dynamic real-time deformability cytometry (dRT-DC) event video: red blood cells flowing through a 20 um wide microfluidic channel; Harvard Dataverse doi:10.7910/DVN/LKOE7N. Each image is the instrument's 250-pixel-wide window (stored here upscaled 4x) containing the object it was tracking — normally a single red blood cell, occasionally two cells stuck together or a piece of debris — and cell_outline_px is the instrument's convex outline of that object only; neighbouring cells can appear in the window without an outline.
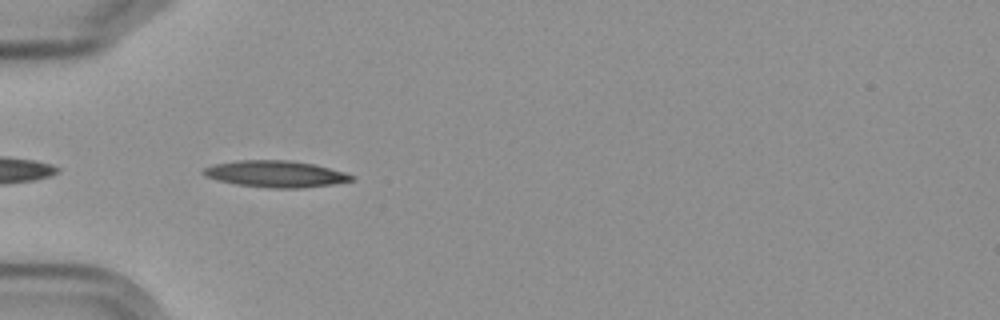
{"species": "Egyptian fruit bat (a non-hibernating species)", "species_latin": "Rousettus aegyptiacus", "temperature_condition": "cold", "stored_images_in_passage": 6, "camera_frame_rate_fps": 3000, "um_per_image_px": 0.085, "frame": {"image": 1, "passage_image": 5, "time_ms": 4.667, "image_size_px": [1000, 320], "cell_outline_px": [[356, 180], [332, 184], [304, 188], [268, 188], [236, 184], [204, 176], [200, 172], [204, 168], [216, 164], [240, 160], [292, 160], [316, 164], [344, 172], [356, 176]], "centroid_in_image_um": [23.48, 14.78], "position_along_channel_um": 61.5, "area_um2": 23.06}}
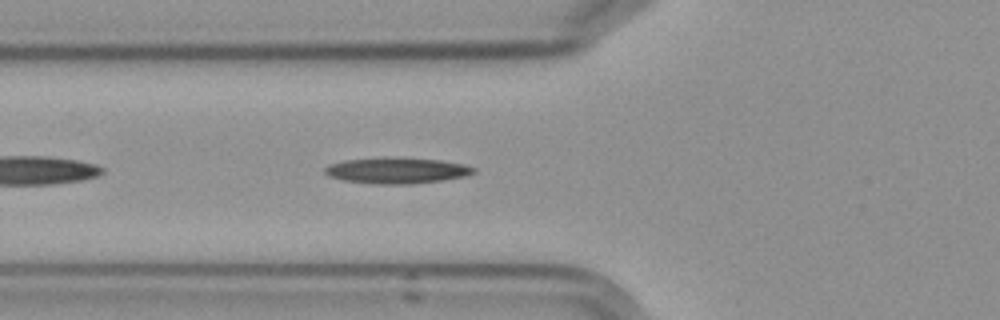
{"frame": {"image": 2, "passage_image": 6, "time_ms": 5.667, "image_size_px": [1000, 320], "cell_outline_px": [[476, 172], [464, 176], [440, 180], [412, 184], [376, 184], [344, 180], [328, 176], [324, 172], [324, 168], [328, 164], [344, 160], [384, 156], [400, 156], [440, 160], [460, 164], [476, 168]], "centroid_in_image_um": [33.67, 14.47], "position_along_channel_um": 92.1, "area_um2": 22.83}}